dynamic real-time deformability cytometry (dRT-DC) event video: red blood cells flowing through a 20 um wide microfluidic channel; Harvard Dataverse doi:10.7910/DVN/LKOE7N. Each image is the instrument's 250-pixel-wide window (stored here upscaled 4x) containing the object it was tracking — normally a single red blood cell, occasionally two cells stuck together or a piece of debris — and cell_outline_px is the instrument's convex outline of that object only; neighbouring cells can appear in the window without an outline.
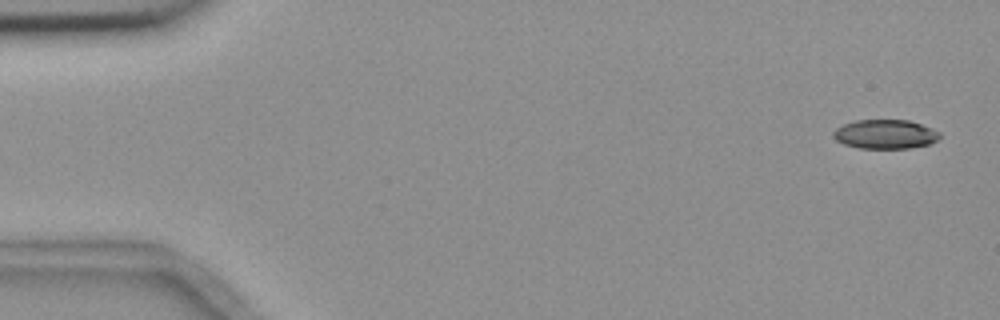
{"species": "common noctule bat (a hibernating species)", "species_latin": "Nyctalus noctula", "temperature_condition": "room temperature", "stored_images_in_passage": 6, "segment_of_instrument_passage": [2, 2], "camera_frame_rate_fps": 3000, "um_per_image_px": 0.085, "animal": {"sex": "female", "body_mass_g": 18.4}, "frame": {"image": 1, "passage_image": 6, "time_ms": 6.0, "image_size_px": [1000, 320], "cell_outline_px": [[940, 136], [936, 140], [928, 144], [908, 148], [860, 148], [844, 144], [836, 140], [832, 136], [832, 132], [836, 128], [844, 124], [856, 120], [908, 120], [932, 128], [940, 132]], "centroid_in_image_um": [75.22, 11.4], "position_along_channel_um": 9.8, "area_um2": 17.98}}